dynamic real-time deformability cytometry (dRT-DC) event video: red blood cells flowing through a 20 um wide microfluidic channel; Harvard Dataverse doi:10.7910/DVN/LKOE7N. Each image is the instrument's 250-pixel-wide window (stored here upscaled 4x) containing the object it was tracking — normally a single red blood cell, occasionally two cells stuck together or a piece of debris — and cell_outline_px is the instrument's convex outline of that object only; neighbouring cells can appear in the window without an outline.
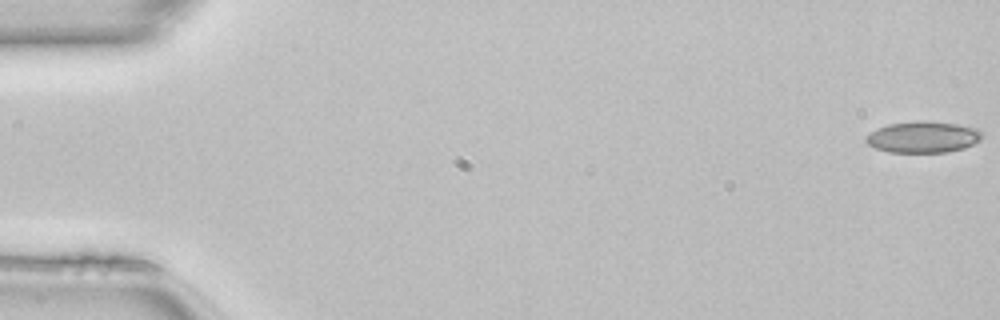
{"species": "common noctule bat (a hibernating species)", "species_latin": "Nyctalus noctula", "temperature_condition": "room temperature", "stored_images_in_passage": 12, "camera_frame_rate_fps": 3000, "um_per_image_px": 0.085, "animal": {"sex": "female", "body_mass_g": 22.7, "forearm_length_mm": 54.2}, "frame": {"image": 1, "passage_image": 1, "time_ms": 0.0, "image_size_px": [1000, 320], "cell_outline_px": [[984, 136], [980, 140], [964, 148], [948, 152], [888, 152], [876, 148], [868, 144], [864, 140], [876, 128], [888, 124], [920, 120], [956, 124], [976, 128], [984, 132]], "centroid_in_image_um": [78.48, 11.64], "position_along_channel_um": 6.5, "area_um2": 21.21}}